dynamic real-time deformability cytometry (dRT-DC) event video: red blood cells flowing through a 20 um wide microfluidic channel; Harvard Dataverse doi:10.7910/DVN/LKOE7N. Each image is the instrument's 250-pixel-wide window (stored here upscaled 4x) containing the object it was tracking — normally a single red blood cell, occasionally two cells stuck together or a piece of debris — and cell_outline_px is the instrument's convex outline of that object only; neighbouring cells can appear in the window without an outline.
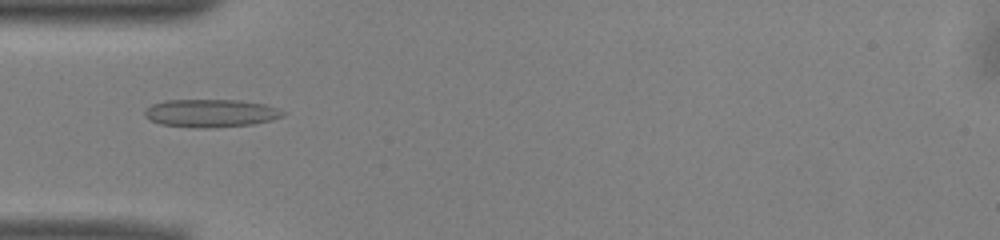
{"species": "common noctule bat (a hibernating species)", "species_latin": "Nyctalus noctula", "temperature_condition": "warm", "stored_images_in_passage": 50, "camera_frame_rate_fps": 3000, "um_per_image_px": 0.085, "animal": {"sex": "male", "body_mass_g": 13.0, "forearm_length_mm": 53.1}, "frame": {"image": 1, "passage_image": 15, "time_ms": 4.667, "image_size_px": [1000, 240], "cell_outline_px": [[284, 112], [280, 116], [272, 120], [252, 124], [204, 128], [192, 128], [160, 124], [144, 116], [144, 108], [152, 104], [164, 100], [240, 100], [264, 104], [276, 108]], "centroid_in_image_um": [17.84, 9.61], "position_along_channel_um": 67.2, "area_um2": 22.43}}
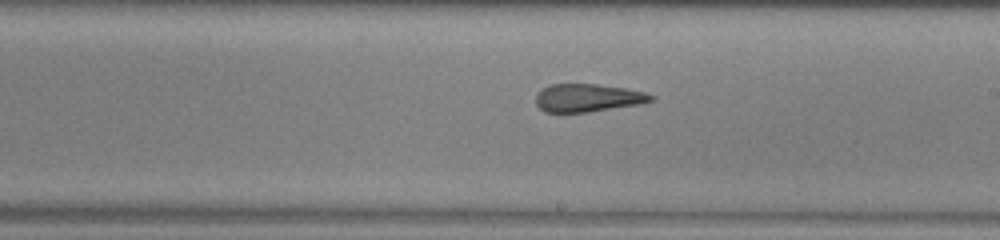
{"frame": {"image": 2, "passage_image": 28, "time_ms": 9.0, "image_size_px": [1000, 240], "cell_outline_px": [[656, 100], [640, 104], [588, 112], [544, 112], [536, 104], [536, 92], [552, 84], [596, 84], [624, 88], [644, 92], [656, 96]], "centroid_in_image_um": [49.98, 8.32], "position_along_channel_um": 239.0, "area_um2": 18.79}}
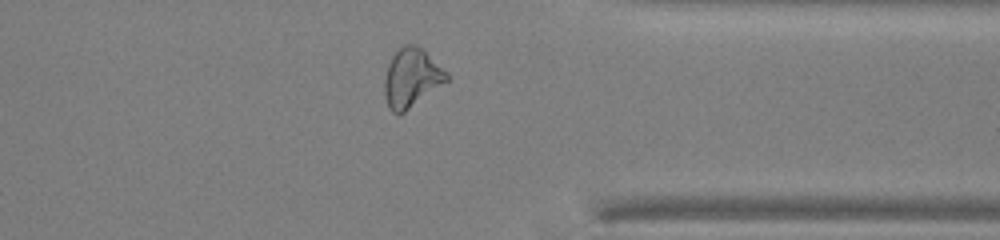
{"frame": {"image": 3, "passage_image": 39, "time_ms": 12.667, "image_size_px": [1000, 240], "cell_outline_px": [[448, 80], [400, 116], [392, 112], [388, 108], [384, 96], [384, 80], [388, 64], [392, 56], [404, 44], [416, 44], [448, 72]], "centroid_in_image_um": [34.95, 6.65], "position_along_channel_um": 376.4, "area_um2": 21.33}, "authors_computed_cell_mechanics": {"area_um2": 21.7328, "velocity_mm_per_s": 3.9638, "shape_relaxation_time_tau1_ms": null, "shape_relaxation_time_tau2_ms": 2.685, "deformation_change_tau1": null, "deformation_change_tau2": 0.1283}}